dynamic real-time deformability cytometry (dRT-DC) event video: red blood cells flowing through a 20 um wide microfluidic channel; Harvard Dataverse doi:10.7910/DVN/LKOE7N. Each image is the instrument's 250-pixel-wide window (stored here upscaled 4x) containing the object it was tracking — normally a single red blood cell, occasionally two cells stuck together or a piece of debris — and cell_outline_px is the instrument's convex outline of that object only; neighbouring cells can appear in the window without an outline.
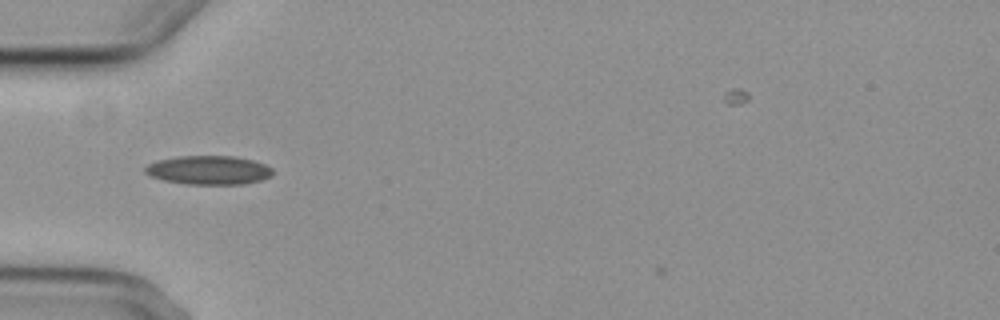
{"species": "common noctule bat (a hibernating species)", "species_latin": "Nyctalus noctula", "temperature_condition": "cold", "stored_images_in_passage": 4, "camera_frame_rate_fps": 3000, "um_per_image_px": 0.085, "animal": {"sex": "female", "body_mass_g": 29.2, "forearm_length_mm": 56.3}, "frame": {"image": 1, "passage_image": 1, "time_ms": 0.0, "image_size_px": [1000, 320], "cell_outline_px": [[272, 176], [260, 180], [244, 184], [184, 184], [164, 180], [148, 176], [144, 172], [144, 168], [148, 164], [156, 160], [176, 156], [236, 156], [252, 160], [264, 164], [272, 168]], "centroid_in_image_um": [17.7, 14.46], "position_along_channel_um": 67.3, "area_um2": 21.62}}
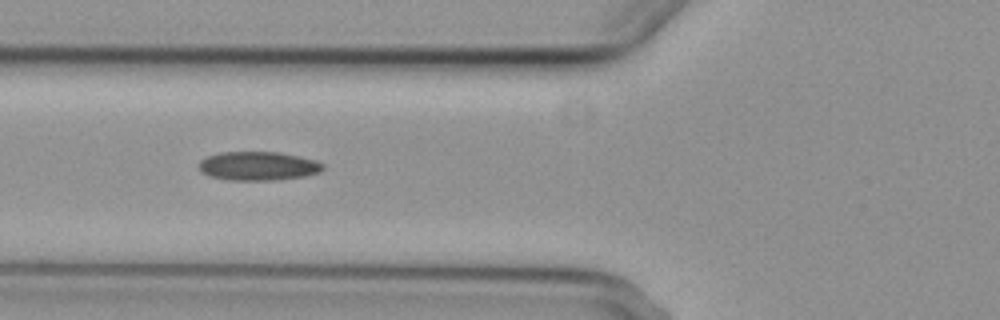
{"frame": {"image": 2, "passage_image": 2, "time_ms": 1.0, "image_size_px": [1000, 320], "cell_outline_px": [[324, 168], [320, 172], [304, 176], [272, 180], [228, 180], [208, 176], [200, 172], [200, 160], [208, 156], [220, 152], [280, 152], [300, 156], [316, 160], [324, 164]], "centroid_in_image_um": [21.95, 14.11], "position_along_channel_um": 103.9, "area_um2": 20.92}}
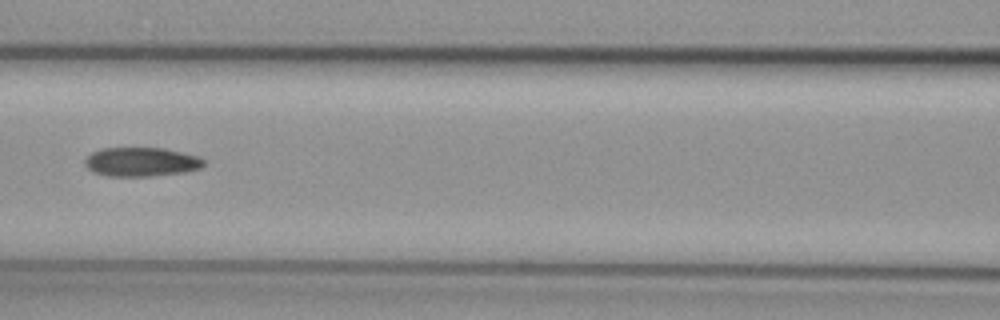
{"frame": {"image": 3, "passage_image": 3, "time_ms": 2.333, "image_size_px": [1000, 320], "cell_outline_px": [[204, 164], [200, 168], [184, 172], [152, 176], [108, 176], [92, 172], [84, 164], [84, 160], [92, 152], [100, 148], [164, 148], [196, 156], [204, 160]], "centroid_in_image_um": [11.96, 13.76], "position_along_channel_um": 154.6, "area_um2": 20.06}}